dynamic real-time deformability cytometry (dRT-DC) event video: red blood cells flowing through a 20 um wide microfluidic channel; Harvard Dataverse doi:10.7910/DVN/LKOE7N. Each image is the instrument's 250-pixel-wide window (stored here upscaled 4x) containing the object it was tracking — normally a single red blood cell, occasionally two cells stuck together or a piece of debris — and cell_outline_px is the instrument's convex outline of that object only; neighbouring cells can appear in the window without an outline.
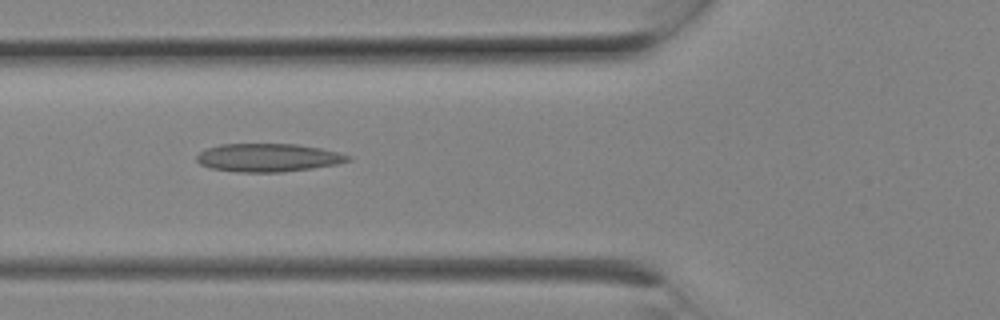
{"species": "Egyptian fruit bat (a non-hibernating species)", "species_latin": "Rousettus aegyptiacus", "temperature_condition": "room temperature", "stored_images_in_passage": 8, "camera_frame_rate_fps": 3000, "um_per_image_px": 0.085, "animal": {"sex": "female"}, "frame": {"image": 1, "passage_image": 7, "time_ms": 2.0, "image_size_px": [1000, 320], "cell_outline_px": [[352, 160], [336, 164], [312, 168], [284, 172], [236, 172], [212, 168], [200, 164], [196, 160], [196, 156], [200, 152], [208, 148], [220, 144], [296, 144], [320, 148], [352, 156]], "centroid_in_image_um": [22.79, 13.4], "position_along_channel_um": 103.0, "area_um2": 24.8}}
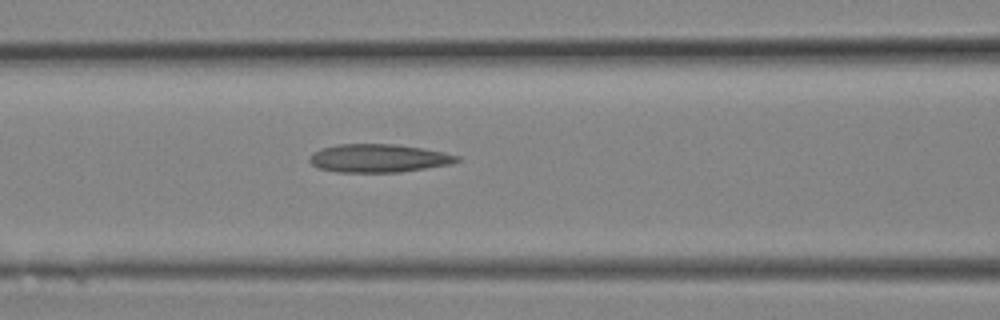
{"frame": {"image": 2, "passage_image": 8, "time_ms": 2.333, "image_size_px": [1000, 320], "cell_outline_px": [[460, 160], [452, 164], [400, 172], [336, 172], [316, 168], [308, 160], [308, 156], [312, 152], [324, 148], [340, 144], [396, 144], [444, 152], [460, 156]], "centroid_in_image_um": [32.16, 13.45], "position_along_channel_um": 134.4, "area_um2": 24.33}}